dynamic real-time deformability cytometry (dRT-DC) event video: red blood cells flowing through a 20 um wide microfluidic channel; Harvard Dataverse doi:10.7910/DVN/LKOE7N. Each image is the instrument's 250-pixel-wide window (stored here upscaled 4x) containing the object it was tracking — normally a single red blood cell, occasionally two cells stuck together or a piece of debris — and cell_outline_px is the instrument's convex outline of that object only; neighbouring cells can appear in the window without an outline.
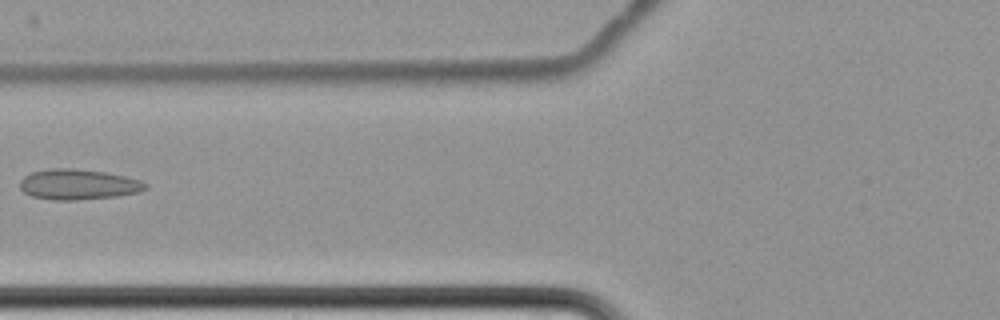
{"species": "common noctule bat (a hibernating species)", "species_latin": "Nyctalus noctula", "temperature_condition": "cold", "stored_images_in_passage": 8, "camera_frame_rate_fps": 3000, "um_per_image_px": 0.085, "animal": {"sex": "female", "body_mass_g": 22.7, "forearm_length_mm": 54.2}, "frame": {"image": 1, "passage_image": 8, "time_ms": 8.667, "image_size_px": [1000, 320], "cell_outline_px": [[148, 188], [140, 192], [116, 196], [76, 200], [52, 200], [32, 196], [24, 192], [20, 188], [20, 180], [24, 176], [32, 172], [52, 168], [76, 168], [104, 172], [124, 176], [140, 180], [148, 184]], "centroid_in_image_um": [6.65, 15.67], "position_along_channel_um": 119.1, "area_um2": 22.31}}